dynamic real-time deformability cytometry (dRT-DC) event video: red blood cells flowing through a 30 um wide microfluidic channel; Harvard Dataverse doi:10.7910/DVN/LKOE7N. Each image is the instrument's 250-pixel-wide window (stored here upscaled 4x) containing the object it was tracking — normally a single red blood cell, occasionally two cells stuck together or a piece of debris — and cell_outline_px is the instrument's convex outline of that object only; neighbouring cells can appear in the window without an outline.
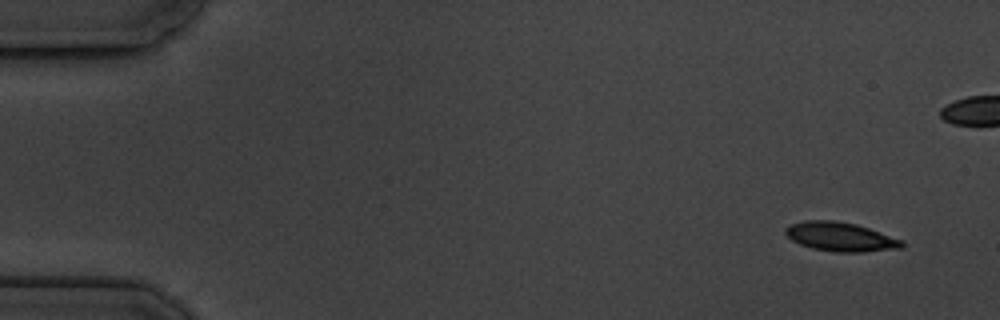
{"species": "common noctule bat (a hibernating species)", "species_latin": "Nyctalus noctula", "temperature_condition": "cold", "stored_images_in_passage": 6, "camera_frame_rate_fps": 3000, "um_per_image_px": 0.085, "animal": {"sex": "male", "body_mass_g": 19.5, "forearm_length_mm": 54.6}, "frame": {"image": 1, "passage_image": 1, "time_ms": 0.0, "image_size_px": [1000, 320], "cell_outline_px": [[904, 248], [864, 252], [836, 252], [812, 248], [800, 244], [792, 240], [784, 232], [784, 228], [792, 224], [804, 220], [832, 220], [856, 224], [904, 240]], "centroid_in_image_um": [71.46, 20.13], "position_along_channel_um": 13.5, "area_um2": 19.77}}